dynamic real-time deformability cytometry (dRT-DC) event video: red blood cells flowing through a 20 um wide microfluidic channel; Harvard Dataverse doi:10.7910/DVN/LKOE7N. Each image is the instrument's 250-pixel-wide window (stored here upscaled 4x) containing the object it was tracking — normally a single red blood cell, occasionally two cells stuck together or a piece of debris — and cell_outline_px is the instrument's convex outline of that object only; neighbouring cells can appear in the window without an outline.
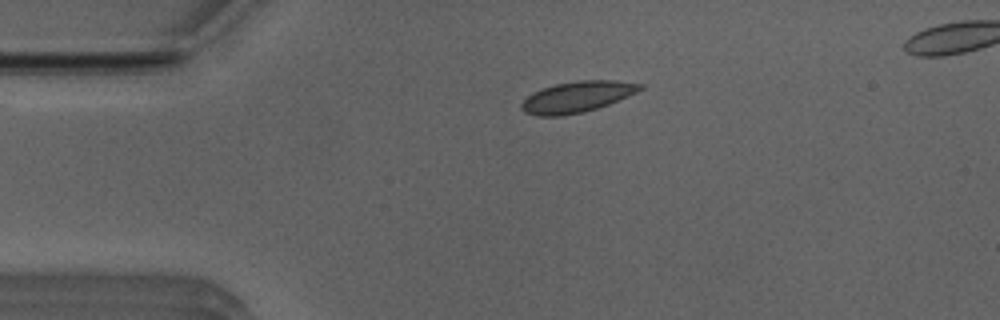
{"species": "Egyptian fruit bat (a non-hibernating species)", "species_latin": "Rousettus aegyptiacus", "temperature_condition": "room temperature", "stored_images_in_passage": 41, "camera_frame_rate_fps": 3000, "um_per_image_px": 0.085, "animal": {"sex": "male"}, "frame": {"image": 1, "passage_image": 2, "time_ms": 0.333, "image_size_px": [1000, 320], "cell_outline_px": [[644, 88], [628, 96], [608, 104], [584, 112], [560, 116], [536, 116], [524, 112], [520, 108], [520, 104], [532, 92], [556, 84], [576, 80], [616, 80], [644, 84]], "centroid_in_image_um": [49.04, 8.23], "position_along_channel_um": 36.0, "area_um2": 21.44}}
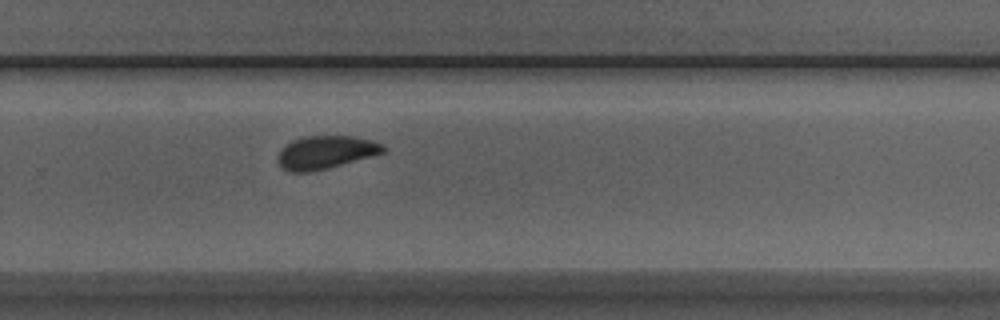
{"frame": {"image": 2, "passage_image": 25, "time_ms": 8.0, "image_size_px": [1000, 320], "cell_outline_px": [[388, 148], [384, 152], [372, 156], [328, 168], [308, 172], [288, 172], [276, 160], [276, 156], [280, 148], [292, 140], [304, 136], [352, 136], [372, 140], [384, 144]], "centroid_in_image_um": [27.67, 12.94], "position_along_channel_um": 302.1, "area_um2": 20.52}}
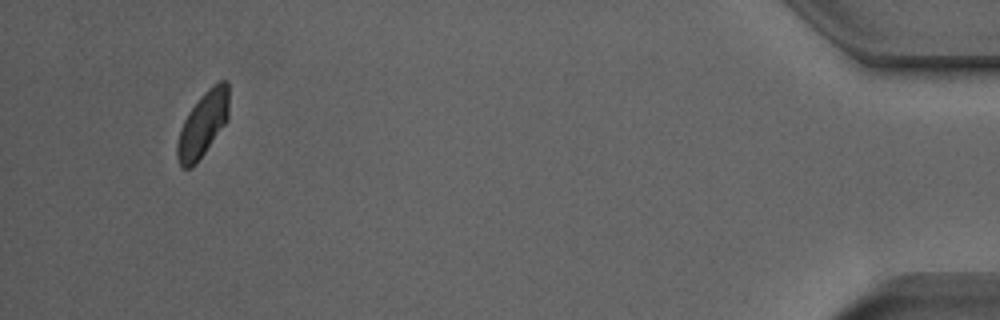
{"frame": {"image": 3, "passage_image": 40, "time_ms": 13.0, "image_size_px": [1000, 320], "cell_outline_px": [[228, 120], [196, 164], [192, 168], [184, 168], [180, 164], [176, 156], [176, 144], [180, 128], [188, 112], [204, 92], [212, 84], [220, 80], [228, 80]], "centroid_in_image_um": [17.24, 10.56], "position_along_channel_um": 418.0, "area_um2": 19.65}}